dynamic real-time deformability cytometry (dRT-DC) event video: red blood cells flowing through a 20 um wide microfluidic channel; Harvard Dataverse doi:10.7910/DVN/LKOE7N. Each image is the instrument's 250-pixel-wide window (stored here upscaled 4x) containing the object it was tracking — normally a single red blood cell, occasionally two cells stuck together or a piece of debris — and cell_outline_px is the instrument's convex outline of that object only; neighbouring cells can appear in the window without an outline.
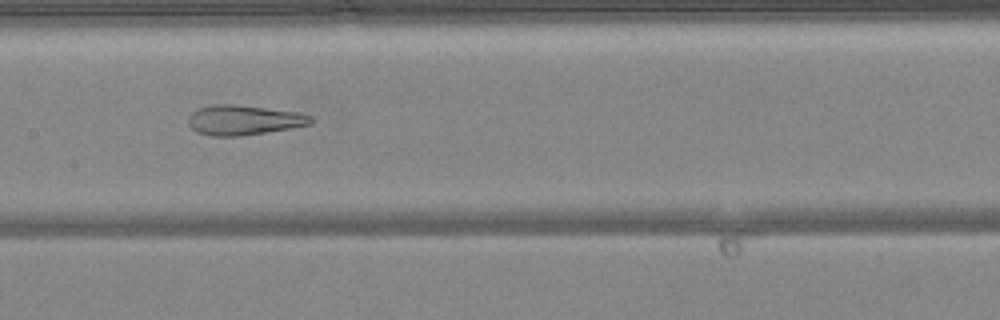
{"species": "common noctule bat (a hibernating species)", "species_latin": "Nyctalus noctula", "temperature_condition": "warm", "stored_images_in_passage": 48, "camera_frame_rate_fps": 3000, "um_per_image_px": 0.085, "animal": {"sex": "female", "body_mass_g": 24.6, "forearm_length_mm": 56.2}, "frame": {"image": 1, "passage_image": 24, "time_ms": 7.667, "image_size_px": [1000, 320], "cell_outline_px": [[312, 124], [240, 136], [208, 136], [196, 132], [188, 124], [188, 116], [196, 108], [212, 104], [236, 104], [300, 112], [312, 116]], "centroid_in_image_um": [20.67, 10.19], "position_along_channel_um": 186.7, "area_um2": 21.5}}
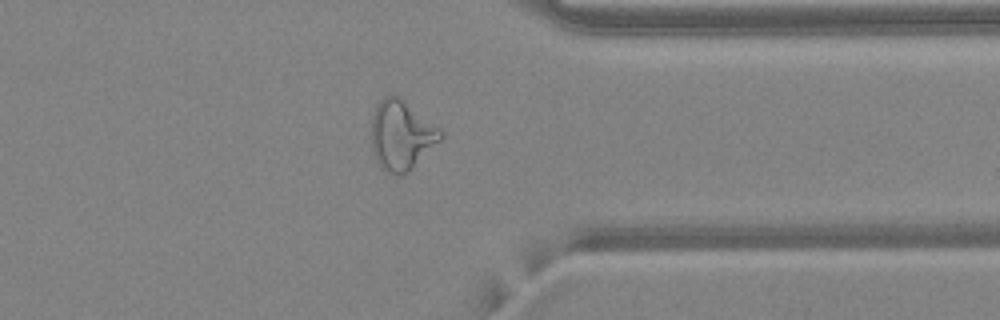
{"frame": {"image": 2, "passage_image": 38, "time_ms": 12.333, "image_size_px": [1000, 320], "cell_outline_px": [[444, 136], [408, 172], [396, 176], [388, 172], [376, 160], [372, 152], [372, 116], [376, 104], [384, 96], [396, 96], [440, 128], [444, 132]], "centroid_in_image_um": [34.1, 11.51], "position_along_channel_um": 377.3, "area_um2": 27.46}}
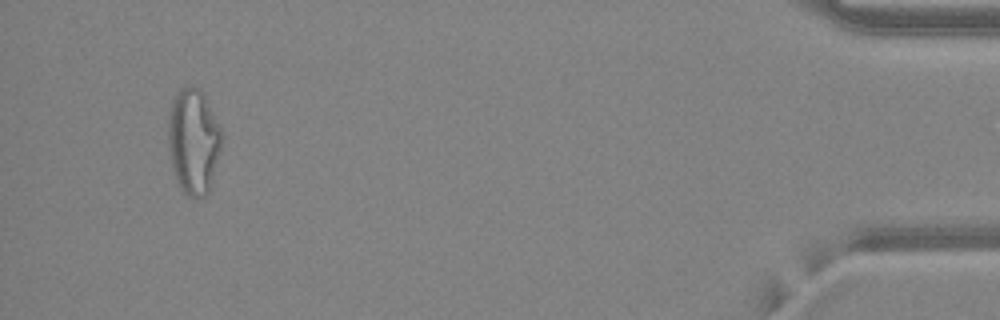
{"frame": {"image": 3, "passage_image": 46, "time_ms": 15.0, "image_size_px": [1000, 320], "cell_outline_px": [[220, 148], [208, 192], [204, 196], [188, 196], [180, 188], [176, 180], [172, 168], [168, 148], [168, 112], [172, 100], [180, 88], [200, 88], [204, 92], [220, 128]], "centroid_in_image_um": [16.4, 11.98], "position_along_channel_um": 418.8, "area_um2": 32.48}, "authors_computed_cell_mechanics": {"area_um2": 28.4954, "velocity_mm_per_s": 4.2206, "shape_relaxation_time_tau1_ms": null, "shape_relaxation_time_tau2_ms": 1.8124, "deformation_change_tau1": null, "deformation_change_tau2": 0.1217}}